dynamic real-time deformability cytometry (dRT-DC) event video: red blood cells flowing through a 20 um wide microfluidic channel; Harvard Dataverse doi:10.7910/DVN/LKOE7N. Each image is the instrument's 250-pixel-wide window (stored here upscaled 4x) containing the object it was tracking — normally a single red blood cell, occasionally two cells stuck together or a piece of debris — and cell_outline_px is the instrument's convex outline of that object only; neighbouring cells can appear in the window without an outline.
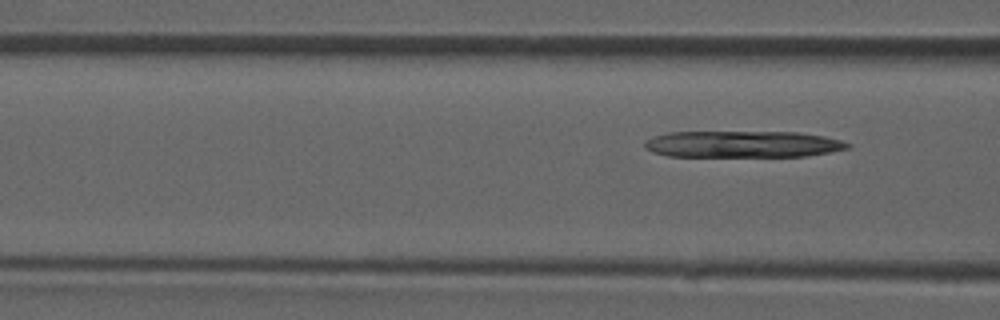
{"species": "common noctule bat (a hibernating species)", "species_latin": "Nyctalus noctula", "temperature_condition": "room temperature", "stored_images_in_passage": 5, "camera_frame_rate_fps": 3000, "um_per_image_px": 0.085, "animal": {"sex": "male", "forearm_length_mm": 52.5}, "frame": {"image": 1, "passage_image": 5, "time_ms": 1.333, "image_size_px": [1000, 320], "cell_outline_px": [[852, 144], [848, 148], [828, 152], [804, 156], [668, 156], [652, 152], [644, 148], [644, 140], [652, 136], [668, 132], [796, 132], [824, 136], [840, 140]], "centroid_in_image_um": [63.06, 12.25], "position_along_channel_um": 103.5, "area_um2": 31.44}}